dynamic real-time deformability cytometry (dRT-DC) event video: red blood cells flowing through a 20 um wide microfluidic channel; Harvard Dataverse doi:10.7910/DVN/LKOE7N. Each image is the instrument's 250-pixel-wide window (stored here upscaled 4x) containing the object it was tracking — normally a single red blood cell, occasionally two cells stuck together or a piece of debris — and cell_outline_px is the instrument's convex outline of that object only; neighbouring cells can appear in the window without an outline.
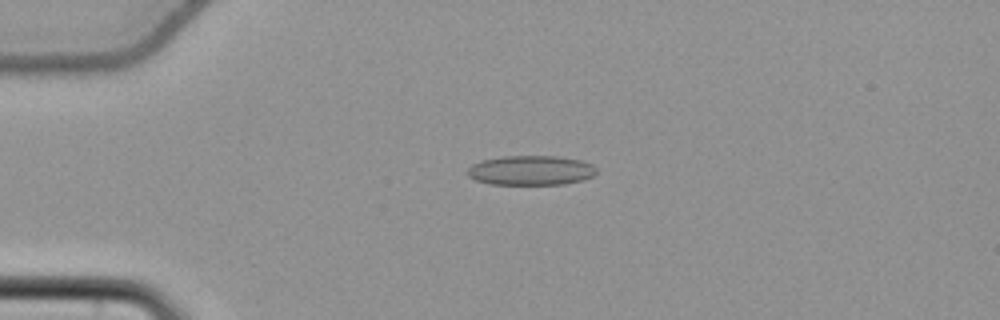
{"species": "common noctule bat (a hibernating species)", "species_latin": "Nyctalus noctula", "temperature_condition": "cold", "stored_images_in_passage": 55, "camera_frame_rate_fps": 3000, "um_per_image_px": 0.085, "animal": {"sex": "female", "body_mass_g": 22.7, "forearm_length_mm": 54.2}, "frame": {"image": 1, "passage_image": 14, "time_ms": 4.333, "image_size_px": [1000, 320], "cell_outline_px": [[596, 172], [592, 176], [584, 180], [564, 184], [492, 184], [476, 180], [468, 176], [468, 168], [472, 164], [480, 160], [504, 156], [556, 156], [580, 160], [592, 164], [596, 168]], "centroid_in_image_um": [45.12, 14.48], "position_along_channel_um": 39.9, "area_um2": 22.25}}
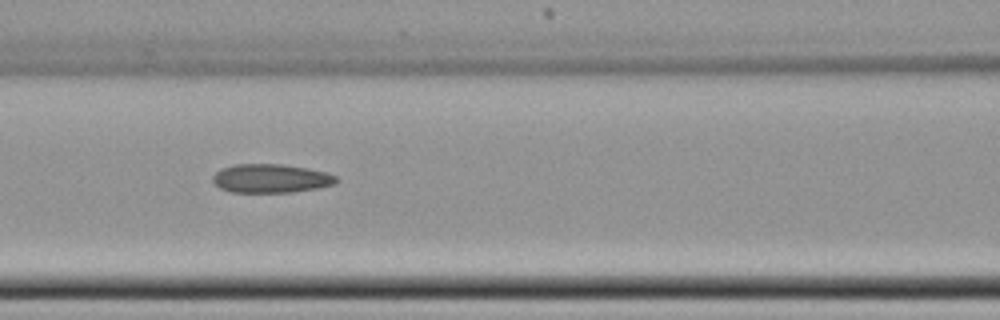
{"frame": {"image": 2, "passage_image": 25, "time_ms": 8.0, "image_size_px": [1000, 320], "cell_outline_px": [[340, 180], [332, 184], [320, 188], [292, 192], [232, 192], [220, 188], [212, 180], [212, 176], [216, 172], [232, 164], [280, 164], [308, 168], [324, 172], [336, 176]], "centroid_in_image_um": [23.03, 15.16], "position_along_channel_um": 143.6, "area_um2": 20.63}}
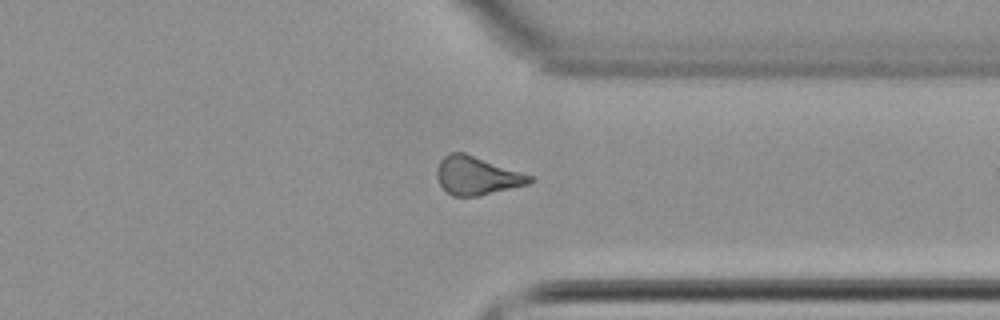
{"frame": {"image": 3, "passage_image": 43, "time_ms": 14.0, "image_size_px": [1000, 320], "cell_outline_px": [[536, 180], [528, 184], [480, 196], [452, 196], [440, 184], [436, 176], [436, 172], [440, 160], [448, 152], [464, 152], [532, 176]], "centroid_in_image_um": [40.52, 14.93], "position_along_channel_um": 370.9, "area_um2": 20.63}, "authors_computed_cell_mechanics": {"area_um2": 21.0392, "velocity_mm_per_s": 3.7972, "shape_relaxation_time_tau1_ms": null, "shape_relaxation_time_tau2_ms": 5.5902, "deformation_change_tau1": null, "deformation_change_tau2": 0.1313}}